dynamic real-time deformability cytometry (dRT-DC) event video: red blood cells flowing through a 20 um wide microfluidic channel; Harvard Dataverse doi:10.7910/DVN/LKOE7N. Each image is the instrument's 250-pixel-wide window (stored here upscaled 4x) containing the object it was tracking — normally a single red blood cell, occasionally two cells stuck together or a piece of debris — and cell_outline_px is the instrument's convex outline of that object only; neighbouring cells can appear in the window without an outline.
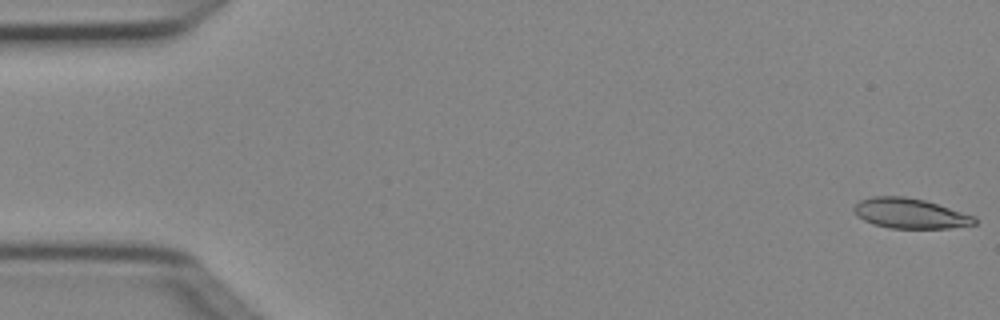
{"species": "Egyptian fruit bat (a non-hibernating species)", "species_latin": "Rousettus aegyptiacus", "temperature_condition": "cold", "stored_images_in_passage": 4, "camera_frame_rate_fps": 3000, "um_per_image_px": 0.085, "animal": {"sex": "female"}, "frame": {"image": 1, "passage_image": 1, "time_ms": 0.0, "image_size_px": [1000, 320], "cell_outline_px": [[976, 224], [948, 228], [888, 228], [872, 224], [856, 216], [852, 212], [852, 208], [860, 200], [872, 196], [904, 196], [924, 200], [976, 216]], "centroid_in_image_um": [77.31, 18.14], "position_along_channel_um": 7.7, "area_um2": 21.27}}
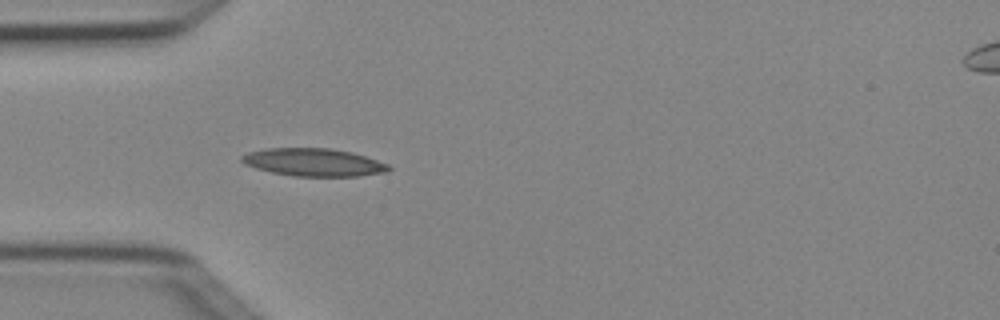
{"frame": {"image": 2, "passage_image": 4, "time_ms": 1.0, "image_size_px": [1000, 320], "cell_outline_px": [[392, 168], [388, 172], [356, 176], [292, 176], [272, 172], [256, 168], [244, 164], [240, 160], [240, 156], [248, 152], [264, 148], [332, 148], [352, 152], [388, 164]], "centroid_in_image_um": [26.63, 13.79], "position_along_channel_um": 58.4, "area_um2": 23.87}}